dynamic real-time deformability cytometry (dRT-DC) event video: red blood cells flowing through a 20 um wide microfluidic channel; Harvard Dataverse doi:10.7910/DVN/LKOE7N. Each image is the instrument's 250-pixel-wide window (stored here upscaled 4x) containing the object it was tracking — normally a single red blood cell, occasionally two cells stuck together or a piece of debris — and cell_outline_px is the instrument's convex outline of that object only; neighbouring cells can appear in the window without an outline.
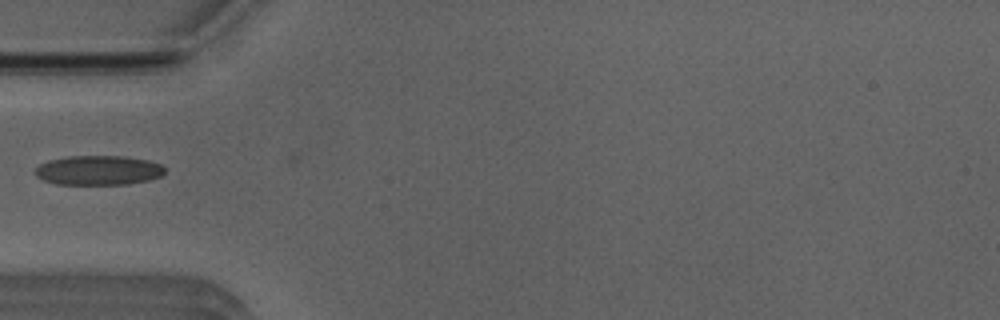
{"species": "Egyptian fruit bat (a non-hibernating species)", "species_latin": "Rousettus aegyptiacus", "temperature_condition": "room temperature", "stored_images_in_passage": 36, "camera_frame_rate_fps": 3000, "um_per_image_px": 0.085, "animal": {"sex": "male"}, "frame": {"image": 1, "passage_image": 1, "time_ms": 0.0, "image_size_px": [1000, 320], "cell_outline_px": [[164, 172], [160, 176], [148, 180], [128, 184], [56, 184], [44, 180], [36, 176], [32, 172], [40, 164], [48, 160], [68, 156], [124, 156], [148, 160], [160, 164], [164, 168]], "centroid_in_image_um": [8.33, 14.47], "position_along_channel_um": 76.7, "area_um2": 22.31}}
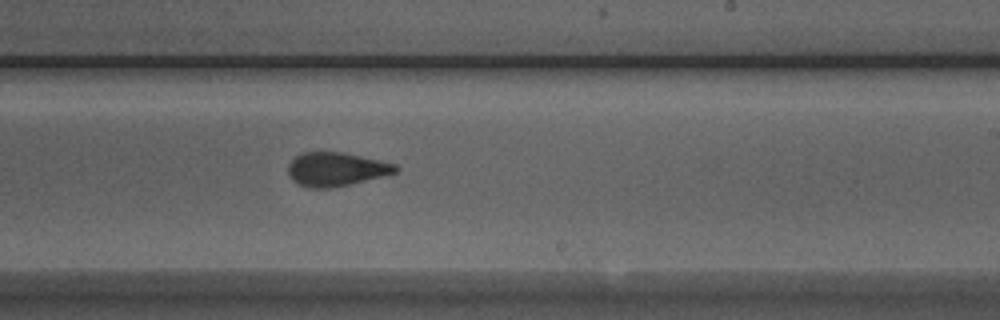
{"frame": {"image": 2, "passage_image": 15, "time_ms": 4.667, "image_size_px": [1000, 320], "cell_outline_px": [[400, 168], [396, 172], [332, 188], [308, 188], [292, 180], [288, 172], [288, 164], [300, 152], [344, 152], [380, 160], [396, 164]], "centroid_in_image_um": [28.54, 14.37], "position_along_channel_um": 260.5, "area_um2": 20.98}}
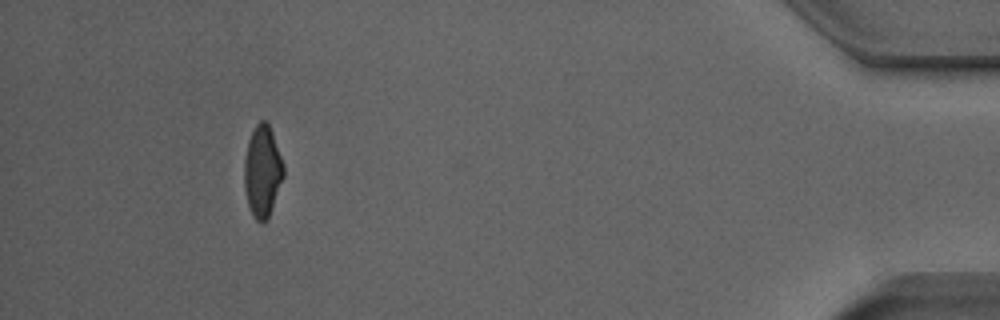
{"frame": {"image": 3, "passage_image": 32, "time_ms": 10.333, "image_size_px": [1000, 320], "cell_outline_px": [[284, 176], [272, 208], [264, 224], [260, 224], [252, 216], [248, 204], [244, 188], [244, 160], [248, 140], [256, 124], [260, 120], [264, 120], [268, 124], [272, 132], [284, 164]], "centroid_in_image_um": [22.3, 14.58], "position_along_channel_um": 412.9, "area_um2": 21.04}}